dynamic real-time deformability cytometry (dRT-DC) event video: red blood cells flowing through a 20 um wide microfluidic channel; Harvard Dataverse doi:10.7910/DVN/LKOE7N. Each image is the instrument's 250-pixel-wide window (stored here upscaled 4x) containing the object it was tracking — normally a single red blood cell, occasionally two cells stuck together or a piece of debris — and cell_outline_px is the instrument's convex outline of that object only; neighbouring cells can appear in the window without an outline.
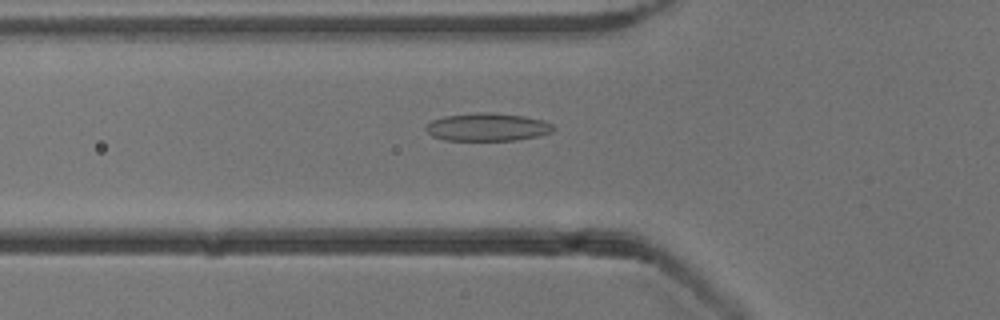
{"species": "common noctule bat (a hibernating species)", "species_latin": "Nyctalus noctula", "temperature_condition": "cold", "stored_images_in_passage": 38, "camera_frame_rate_fps": 3000, "um_per_image_px": 0.085, "animal": {"sex": "male", "body_mass_g": 13.3}, "frame": {"image": 1, "passage_image": 4, "time_ms": 1.0, "image_size_px": [1000, 320], "cell_outline_px": [[556, 128], [552, 132], [540, 136], [516, 140], [444, 140], [432, 136], [424, 128], [432, 120], [444, 116], [476, 112], [488, 112], [524, 116], [540, 120], [552, 124]], "centroid_in_image_um": [41.43, 10.8], "position_along_channel_um": 84.4, "area_um2": 20.75}}
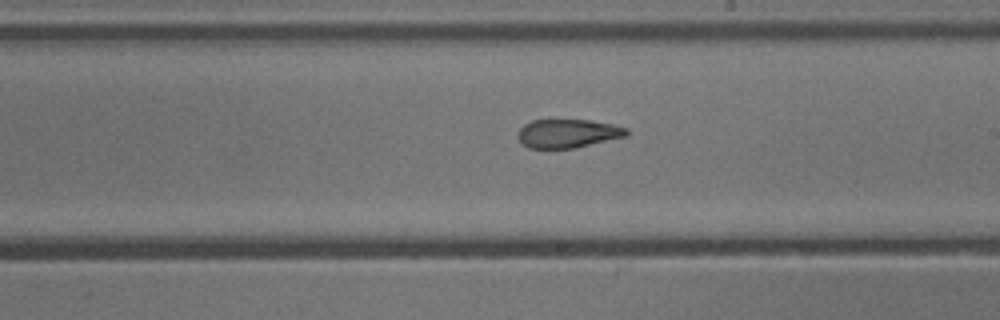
{"frame": {"image": 2, "passage_image": 16, "time_ms": 5.0, "image_size_px": [1000, 320], "cell_outline_px": [[628, 136], [576, 148], [528, 148], [516, 136], [520, 128], [524, 124], [532, 120], [592, 120], [612, 124], [628, 128]], "centroid_in_image_um": [48.29, 11.34], "position_along_channel_um": 240.7, "area_um2": 18.26}}
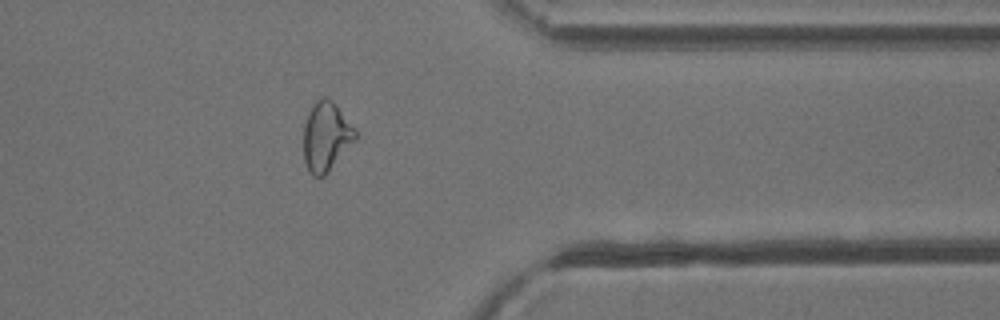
{"frame": {"image": 3, "passage_image": 28, "time_ms": 9.0, "image_size_px": [1000, 320], "cell_outline_px": [[356, 140], [328, 172], [324, 176], [312, 176], [308, 172], [304, 160], [304, 124], [308, 112], [312, 104], [320, 96], [324, 96], [332, 100], [336, 104], [356, 128]], "centroid_in_image_um": [27.72, 11.58], "position_along_channel_um": 383.7, "area_um2": 21.21}, "authors_computed_cell_mechanics": {"area_um2": 19.5075, "velocity_mm_per_s": 3.8788, "shape_relaxation_time_tau1_ms": 7.6872, "shape_relaxation_time_tau2_ms": 1.7032, "deformation_change_tau1": 0.2039, "deformation_change_tau2": 0.0887}}